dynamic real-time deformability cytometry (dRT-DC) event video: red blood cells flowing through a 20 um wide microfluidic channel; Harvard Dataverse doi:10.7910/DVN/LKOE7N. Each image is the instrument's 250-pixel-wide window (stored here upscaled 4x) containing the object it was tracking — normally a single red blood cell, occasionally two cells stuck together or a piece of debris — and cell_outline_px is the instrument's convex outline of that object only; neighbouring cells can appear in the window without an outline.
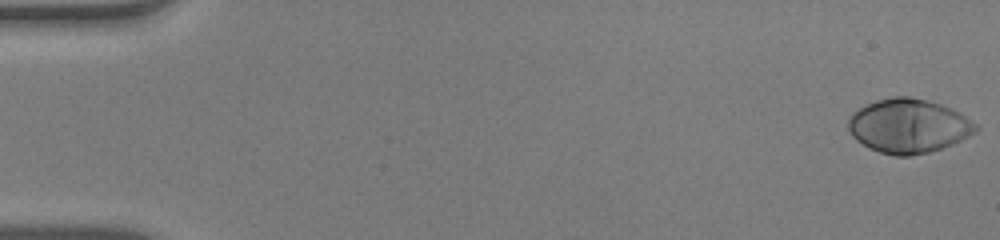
{"species": "human", "species_latin": "Homo sapiens", "temperature_condition": "warm", "stored_images_in_passage": 53, "camera_frame_rate_fps": 3000, "um_per_image_px": 0.085, "donor": {"sex": "male"}, "frame": {"image": 1, "passage_image": 1, "time_ms": 0.0, "image_size_px": [1000, 240], "cell_outline_px": [[980, 128], [976, 132], [952, 144], [928, 152], [908, 156], [896, 156], [880, 152], [868, 148], [856, 140], [852, 136], [848, 128], [848, 116], [852, 112], [876, 100], [892, 96], [908, 96], [928, 100], [952, 108], [972, 120]], "centroid_in_image_um": [77.21, 10.7], "position_along_channel_um": 7.8, "area_um2": 40.29}}
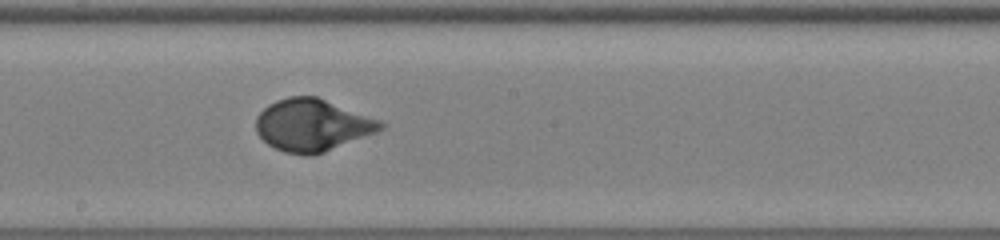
{"frame": {"image": 2, "passage_image": 30, "time_ms": 9.667, "image_size_px": [1000, 240], "cell_outline_px": [[384, 128], [376, 132], [324, 152], [312, 156], [304, 156], [284, 152], [268, 144], [256, 132], [256, 116], [268, 104], [276, 100], [288, 96], [316, 96], [380, 120], [384, 124]], "centroid_in_image_um": [26.51, 10.64], "position_along_channel_um": 221.7, "area_um2": 37.74}}
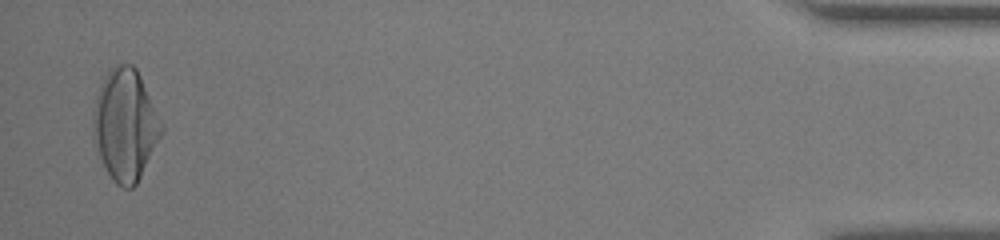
{"frame": {"image": 3, "passage_image": 52, "time_ms": 17.0, "image_size_px": [1000, 240], "cell_outline_px": [[164, 132], [136, 184], [132, 188], [124, 188], [116, 184], [112, 180], [100, 156], [92, 136], [92, 112], [96, 96], [100, 84], [104, 76], [116, 64], [132, 64], [136, 68], [164, 124]], "centroid_in_image_um": [10.65, 10.6], "position_along_channel_um": 424.6, "area_um2": 44.51}, "authors_computed_cell_mechanics": {"area_um2": 38.2058, "velocity_mm_per_s": 3.9072, "shape_relaxation_time_tau1_ms": 3.4711, "shape_relaxation_time_tau2_ms": null, "deformation_change_tau1": 0.2118, "deformation_change_tau2": null}}